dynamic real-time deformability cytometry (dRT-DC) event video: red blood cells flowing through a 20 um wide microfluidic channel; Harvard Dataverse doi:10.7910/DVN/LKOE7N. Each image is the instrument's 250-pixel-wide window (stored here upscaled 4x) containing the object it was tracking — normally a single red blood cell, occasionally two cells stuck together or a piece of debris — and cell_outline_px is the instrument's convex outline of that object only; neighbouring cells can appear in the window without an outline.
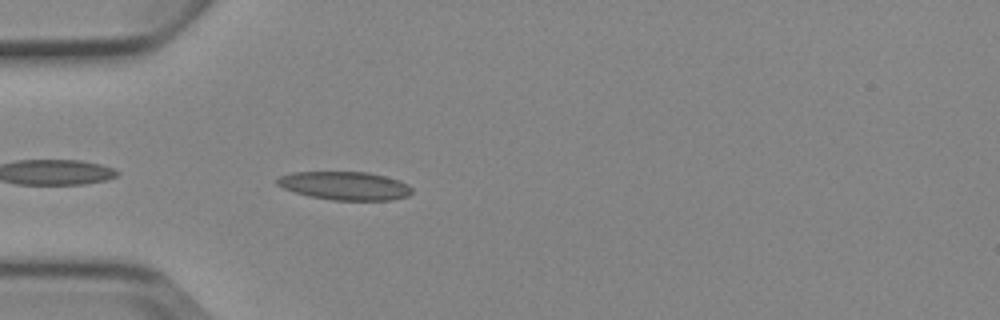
{"species": "Egyptian fruit bat (a non-hibernating species)", "species_latin": "Rousettus aegyptiacus", "temperature_condition": "cold", "stored_images_in_passage": 7, "camera_frame_rate_fps": 3000, "um_per_image_px": 0.085, "animal": {"sex": "female"}, "frame": {"image": 1, "passage_image": 7, "time_ms": 8.0, "image_size_px": [1000, 320], "cell_outline_px": [[412, 192], [408, 196], [392, 200], [332, 200], [308, 196], [284, 188], [276, 184], [276, 180], [280, 176], [292, 172], [368, 172], [400, 180], [408, 184], [412, 188]], "centroid_in_image_um": [29.33, 15.79], "position_along_channel_um": 55.7, "area_um2": 22.31}}